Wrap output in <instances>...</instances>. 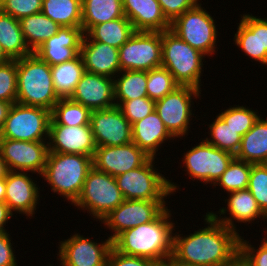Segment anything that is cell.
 Instances as JSON below:
<instances>
[{"label": "cell", "mask_w": 267, "mask_h": 266, "mask_svg": "<svg viewBox=\"0 0 267 266\" xmlns=\"http://www.w3.org/2000/svg\"><path fill=\"white\" fill-rule=\"evenodd\" d=\"M19 22L25 42L32 52L61 28L59 24L42 12L23 17Z\"/></svg>", "instance_id": "1f68e13d"}, {"label": "cell", "mask_w": 267, "mask_h": 266, "mask_svg": "<svg viewBox=\"0 0 267 266\" xmlns=\"http://www.w3.org/2000/svg\"><path fill=\"white\" fill-rule=\"evenodd\" d=\"M166 204V201L124 200L101 222L114 232L109 235L113 241L123 231L155 220L167 208Z\"/></svg>", "instance_id": "4fadbf2b"}, {"label": "cell", "mask_w": 267, "mask_h": 266, "mask_svg": "<svg viewBox=\"0 0 267 266\" xmlns=\"http://www.w3.org/2000/svg\"><path fill=\"white\" fill-rule=\"evenodd\" d=\"M90 127L96 147L122 146L132 142V125L118 106L92 111Z\"/></svg>", "instance_id": "2e32d148"}, {"label": "cell", "mask_w": 267, "mask_h": 266, "mask_svg": "<svg viewBox=\"0 0 267 266\" xmlns=\"http://www.w3.org/2000/svg\"><path fill=\"white\" fill-rule=\"evenodd\" d=\"M14 213L9 210L8 205L5 202H0V233L6 232V223L12 218ZM5 226V227H4Z\"/></svg>", "instance_id": "c3c4849f"}, {"label": "cell", "mask_w": 267, "mask_h": 266, "mask_svg": "<svg viewBox=\"0 0 267 266\" xmlns=\"http://www.w3.org/2000/svg\"><path fill=\"white\" fill-rule=\"evenodd\" d=\"M82 0H43L42 13L61 27H81Z\"/></svg>", "instance_id": "d6a6232c"}, {"label": "cell", "mask_w": 267, "mask_h": 266, "mask_svg": "<svg viewBox=\"0 0 267 266\" xmlns=\"http://www.w3.org/2000/svg\"><path fill=\"white\" fill-rule=\"evenodd\" d=\"M259 113L249 109L246 106H235L229 107L228 109L222 111L218 115L233 129L238 131V133L243 136L245 135L259 119Z\"/></svg>", "instance_id": "f35d334b"}, {"label": "cell", "mask_w": 267, "mask_h": 266, "mask_svg": "<svg viewBox=\"0 0 267 266\" xmlns=\"http://www.w3.org/2000/svg\"><path fill=\"white\" fill-rule=\"evenodd\" d=\"M13 103L7 101H0V132L4 126L5 120L8 116Z\"/></svg>", "instance_id": "681fc988"}, {"label": "cell", "mask_w": 267, "mask_h": 266, "mask_svg": "<svg viewBox=\"0 0 267 266\" xmlns=\"http://www.w3.org/2000/svg\"><path fill=\"white\" fill-rule=\"evenodd\" d=\"M59 243L57 259L64 266H106L112 248L109 237L100 244L78 233Z\"/></svg>", "instance_id": "9a60e30c"}, {"label": "cell", "mask_w": 267, "mask_h": 266, "mask_svg": "<svg viewBox=\"0 0 267 266\" xmlns=\"http://www.w3.org/2000/svg\"><path fill=\"white\" fill-rule=\"evenodd\" d=\"M12 244L7 231L0 233V266H18Z\"/></svg>", "instance_id": "7dc6e473"}, {"label": "cell", "mask_w": 267, "mask_h": 266, "mask_svg": "<svg viewBox=\"0 0 267 266\" xmlns=\"http://www.w3.org/2000/svg\"><path fill=\"white\" fill-rule=\"evenodd\" d=\"M43 0H2L0 10L15 19H22L42 11Z\"/></svg>", "instance_id": "ee69618b"}, {"label": "cell", "mask_w": 267, "mask_h": 266, "mask_svg": "<svg viewBox=\"0 0 267 266\" xmlns=\"http://www.w3.org/2000/svg\"><path fill=\"white\" fill-rule=\"evenodd\" d=\"M47 142L49 152L80 154L93 158L96 150L90 125L50 124Z\"/></svg>", "instance_id": "ac0fdd59"}, {"label": "cell", "mask_w": 267, "mask_h": 266, "mask_svg": "<svg viewBox=\"0 0 267 266\" xmlns=\"http://www.w3.org/2000/svg\"><path fill=\"white\" fill-rule=\"evenodd\" d=\"M201 91L192 86H179L173 92L155 101V111L168 131L176 138L188 135L194 99L200 98ZM193 102V103H192Z\"/></svg>", "instance_id": "8fae6325"}, {"label": "cell", "mask_w": 267, "mask_h": 266, "mask_svg": "<svg viewBox=\"0 0 267 266\" xmlns=\"http://www.w3.org/2000/svg\"><path fill=\"white\" fill-rule=\"evenodd\" d=\"M162 32L135 31L119 48L121 71H149L162 65Z\"/></svg>", "instance_id": "30bf717a"}, {"label": "cell", "mask_w": 267, "mask_h": 266, "mask_svg": "<svg viewBox=\"0 0 267 266\" xmlns=\"http://www.w3.org/2000/svg\"><path fill=\"white\" fill-rule=\"evenodd\" d=\"M154 264V260L124 255L112 247L107 257L106 266H154Z\"/></svg>", "instance_id": "bcb514c9"}, {"label": "cell", "mask_w": 267, "mask_h": 266, "mask_svg": "<svg viewBox=\"0 0 267 266\" xmlns=\"http://www.w3.org/2000/svg\"><path fill=\"white\" fill-rule=\"evenodd\" d=\"M168 260L174 265V266H195L193 264H187L184 262H181L179 260H176L172 255L168 258Z\"/></svg>", "instance_id": "f5cc1de1"}, {"label": "cell", "mask_w": 267, "mask_h": 266, "mask_svg": "<svg viewBox=\"0 0 267 266\" xmlns=\"http://www.w3.org/2000/svg\"><path fill=\"white\" fill-rule=\"evenodd\" d=\"M50 121L51 111L48 109L16 102L10 108L0 138L47 141Z\"/></svg>", "instance_id": "9c48e42d"}, {"label": "cell", "mask_w": 267, "mask_h": 266, "mask_svg": "<svg viewBox=\"0 0 267 266\" xmlns=\"http://www.w3.org/2000/svg\"><path fill=\"white\" fill-rule=\"evenodd\" d=\"M115 103L131 125L155 111V101L148 96L132 100H115Z\"/></svg>", "instance_id": "60d3db41"}, {"label": "cell", "mask_w": 267, "mask_h": 266, "mask_svg": "<svg viewBox=\"0 0 267 266\" xmlns=\"http://www.w3.org/2000/svg\"><path fill=\"white\" fill-rule=\"evenodd\" d=\"M207 227L189 235L173 233L172 256L195 266H231L239 259L238 231L228 228L209 212L204 215Z\"/></svg>", "instance_id": "6da1fadb"}, {"label": "cell", "mask_w": 267, "mask_h": 266, "mask_svg": "<svg viewBox=\"0 0 267 266\" xmlns=\"http://www.w3.org/2000/svg\"><path fill=\"white\" fill-rule=\"evenodd\" d=\"M231 266H245L240 259H238L233 265Z\"/></svg>", "instance_id": "9f6ffc18"}, {"label": "cell", "mask_w": 267, "mask_h": 266, "mask_svg": "<svg viewBox=\"0 0 267 266\" xmlns=\"http://www.w3.org/2000/svg\"><path fill=\"white\" fill-rule=\"evenodd\" d=\"M251 167L252 164L234 158L213 186L219 185L226 193L247 189Z\"/></svg>", "instance_id": "8d00e7d4"}, {"label": "cell", "mask_w": 267, "mask_h": 266, "mask_svg": "<svg viewBox=\"0 0 267 266\" xmlns=\"http://www.w3.org/2000/svg\"><path fill=\"white\" fill-rule=\"evenodd\" d=\"M6 182L5 179H0V202L5 201Z\"/></svg>", "instance_id": "816d5d0a"}, {"label": "cell", "mask_w": 267, "mask_h": 266, "mask_svg": "<svg viewBox=\"0 0 267 266\" xmlns=\"http://www.w3.org/2000/svg\"><path fill=\"white\" fill-rule=\"evenodd\" d=\"M170 211L167 207L152 222L123 231L112 241V247L128 256L154 261L168 259L172 255L173 232L176 229Z\"/></svg>", "instance_id": "7a4b0ae2"}, {"label": "cell", "mask_w": 267, "mask_h": 266, "mask_svg": "<svg viewBox=\"0 0 267 266\" xmlns=\"http://www.w3.org/2000/svg\"><path fill=\"white\" fill-rule=\"evenodd\" d=\"M233 39L250 59L267 65V18L243 14Z\"/></svg>", "instance_id": "7402d4cb"}, {"label": "cell", "mask_w": 267, "mask_h": 266, "mask_svg": "<svg viewBox=\"0 0 267 266\" xmlns=\"http://www.w3.org/2000/svg\"><path fill=\"white\" fill-rule=\"evenodd\" d=\"M247 189L267 216V163L252 164Z\"/></svg>", "instance_id": "ab89813d"}, {"label": "cell", "mask_w": 267, "mask_h": 266, "mask_svg": "<svg viewBox=\"0 0 267 266\" xmlns=\"http://www.w3.org/2000/svg\"><path fill=\"white\" fill-rule=\"evenodd\" d=\"M235 156L202 140L184 154L183 166L187 175L213 186L225 172Z\"/></svg>", "instance_id": "7c38bea8"}, {"label": "cell", "mask_w": 267, "mask_h": 266, "mask_svg": "<svg viewBox=\"0 0 267 266\" xmlns=\"http://www.w3.org/2000/svg\"><path fill=\"white\" fill-rule=\"evenodd\" d=\"M149 158L131 142L122 146L96 147L92 163L95 169L116 177L142 166Z\"/></svg>", "instance_id": "e0dca14e"}, {"label": "cell", "mask_w": 267, "mask_h": 266, "mask_svg": "<svg viewBox=\"0 0 267 266\" xmlns=\"http://www.w3.org/2000/svg\"><path fill=\"white\" fill-rule=\"evenodd\" d=\"M91 110L70 98H60L51 111L50 124L66 126L90 125Z\"/></svg>", "instance_id": "e575fe53"}, {"label": "cell", "mask_w": 267, "mask_h": 266, "mask_svg": "<svg viewBox=\"0 0 267 266\" xmlns=\"http://www.w3.org/2000/svg\"><path fill=\"white\" fill-rule=\"evenodd\" d=\"M162 65L180 86H192L201 91V76L205 55L192 48L170 29L162 32Z\"/></svg>", "instance_id": "5b68a950"}, {"label": "cell", "mask_w": 267, "mask_h": 266, "mask_svg": "<svg viewBox=\"0 0 267 266\" xmlns=\"http://www.w3.org/2000/svg\"><path fill=\"white\" fill-rule=\"evenodd\" d=\"M0 46L11 60H17L33 53L25 42L19 20L1 10Z\"/></svg>", "instance_id": "f1b7e54d"}, {"label": "cell", "mask_w": 267, "mask_h": 266, "mask_svg": "<svg viewBox=\"0 0 267 266\" xmlns=\"http://www.w3.org/2000/svg\"><path fill=\"white\" fill-rule=\"evenodd\" d=\"M154 164L155 158L150 157L142 166L115 177L125 200L165 201L176 192L178 185L159 173Z\"/></svg>", "instance_id": "8992f818"}, {"label": "cell", "mask_w": 267, "mask_h": 266, "mask_svg": "<svg viewBox=\"0 0 267 266\" xmlns=\"http://www.w3.org/2000/svg\"><path fill=\"white\" fill-rule=\"evenodd\" d=\"M235 158L250 164L267 163V119L259 117L254 126L242 136Z\"/></svg>", "instance_id": "4316f807"}, {"label": "cell", "mask_w": 267, "mask_h": 266, "mask_svg": "<svg viewBox=\"0 0 267 266\" xmlns=\"http://www.w3.org/2000/svg\"><path fill=\"white\" fill-rule=\"evenodd\" d=\"M11 59L5 54L2 47L0 46V65L7 63Z\"/></svg>", "instance_id": "db71d44e"}, {"label": "cell", "mask_w": 267, "mask_h": 266, "mask_svg": "<svg viewBox=\"0 0 267 266\" xmlns=\"http://www.w3.org/2000/svg\"><path fill=\"white\" fill-rule=\"evenodd\" d=\"M59 100L48 63L34 52L17 59V103L52 111Z\"/></svg>", "instance_id": "3957f363"}, {"label": "cell", "mask_w": 267, "mask_h": 266, "mask_svg": "<svg viewBox=\"0 0 267 266\" xmlns=\"http://www.w3.org/2000/svg\"><path fill=\"white\" fill-rule=\"evenodd\" d=\"M240 236L239 259L245 266H267V236L261 241L258 249Z\"/></svg>", "instance_id": "7bdbcfd3"}, {"label": "cell", "mask_w": 267, "mask_h": 266, "mask_svg": "<svg viewBox=\"0 0 267 266\" xmlns=\"http://www.w3.org/2000/svg\"><path fill=\"white\" fill-rule=\"evenodd\" d=\"M118 74L117 78H114L115 100H132L148 96L146 71L125 70Z\"/></svg>", "instance_id": "836d02e7"}, {"label": "cell", "mask_w": 267, "mask_h": 266, "mask_svg": "<svg viewBox=\"0 0 267 266\" xmlns=\"http://www.w3.org/2000/svg\"><path fill=\"white\" fill-rule=\"evenodd\" d=\"M228 194V197H230L225 199L227 209L226 207L220 208L218 211V214H220L219 217L217 213L209 212L216 220L235 231H237V228L233 220L235 222L237 220L238 223L250 224V222L253 223L257 218H262L263 221L266 219L267 222V216L262 212L257 201L248 189L233 191ZM227 212H229L228 217L226 216Z\"/></svg>", "instance_id": "603a6c76"}, {"label": "cell", "mask_w": 267, "mask_h": 266, "mask_svg": "<svg viewBox=\"0 0 267 266\" xmlns=\"http://www.w3.org/2000/svg\"><path fill=\"white\" fill-rule=\"evenodd\" d=\"M80 55L86 72L115 78L121 71L119 49L97 41H82Z\"/></svg>", "instance_id": "d4e9b609"}, {"label": "cell", "mask_w": 267, "mask_h": 266, "mask_svg": "<svg viewBox=\"0 0 267 266\" xmlns=\"http://www.w3.org/2000/svg\"><path fill=\"white\" fill-rule=\"evenodd\" d=\"M70 99L91 111L114 107V78L85 71Z\"/></svg>", "instance_id": "d6986e66"}, {"label": "cell", "mask_w": 267, "mask_h": 266, "mask_svg": "<svg viewBox=\"0 0 267 266\" xmlns=\"http://www.w3.org/2000/svg\"><path fill=\"white\" fill-rule=\"evenodd\" d=\"M166 19L172 23L185 11L195 7L199 0H158Z\"/></svg>", "instance_id": "f6af8a7d"}, {"label": "cell", "mask_w": 267, "mask_h": 266, "mask_svg": "<svg viewBox=\"0 0 267 266\" xmlns=\"http://www.w3.org/2000/svg\"><path fill=\"white\" fill-rule=\"evenodd\" d=\"M84 73V63L80 54L73 60L51 66L54 91L57 96L70 98Z\"/></svg>", "instance_id": "4dcf8cb0"}, {"label": "cell", "mask_w": 267, "mask_h": 266, "mask_svg": "<svg viewBox=\"0 0 267 266\" xmlns=\"http://www.w3.org/2000/svg\"><path fill=\"white\" fill-rule=\"evenodd\" d=\"M93 167L92 157L80 154L48 152L41 175L52 192L74 204L79 198L88 171Z\"/></svg>", "instance_id": "277c9868"}, {"label": "cell", "mask_w": 267, "mask_h": 266, "mask_svg": "<svg viewBox=\"0 0 267 266\" xmlns=\"http://www.w3.org/2000/svg\"><path fill=\"white\" fill-rule=\"evenodd\" d=\"M201 6L202 4L198 3L177 17L171 23L170 30L192 48L210 57L216 52L219 32L211 14Z\"/></svg>", "instance_id": "ba28073f"}, {"label": "cell", "mask_w": 267, "mask_h": 266, "mask_svg": "<svg viewBox=\"0 0 267 266\" xmlns=\"http://www.w3.org/2000/svg\"><path fill=\"white\" fill-rule=\"evenodd\" d=\"M122 5L135 31L163 32L171 27L158 0H122Z\"/></svg>", "instance_id": "cb8c5ba5"}, {"label": "cell", "mask_w": 267, "mask_h": 266, "mask_svg": "<svg viewBox=\"0 0 267 266\" xmlns=\"http://www.w3.org/2000/svg\"><path fill=\"white\" fill-rule=\"evenodd\" d=\"M134 32L133 24L124 16L94 25L84 34L82 41H97L119 49Z\"/></svg>", "instance_id": "83f0119b"}, {"label": "cell", "mask_w": 267, "mask_h": 266, "mask_svg": "<svg viewBox=\"0 0 267 266\" xmlns=\"http://www.w3.org/2000/svg\"><path fill=\"white\" fill-rule=\"evenodd\" d=\"M8 172L9 169L0 152V179H5L7 177Z\"/></svg>", "instance_id": "f907efd6"}, {"label": "cell", "mask_w": 267, "mask_h": 266, "mask_svg": "<svg viewBox=\"0 0 267 266\" xmlns=\"http://www.w3.org/2000/svg\"><path fill=\"white\" fill-rule=\"evenodd\" d=\"M6 182L5 203L9 210L33 217L40 200V191L28 172L9 171Z\"/></svg>", "instance_id": "44dd1931"}, {"label": "cell", "mask_w": 267, "mask_h": 266, "mask_svg": "<svg viewBox=\"0 0 267 266\" xmlns=\"http://www.w3.org/2000/svg\"><path fill=\"white\" fill-rule=\"evenodd\" d=\"M84 34L94 25L124 17L122 0H82Z\"/></svg>", "instance_id": "f546056e"}, {"label": "cell", "mask_w": 267, "mask_h": 266, "mask_svg": "<svg viewBox=\"0 0 267 266\" xmlns=\"http://www.w3.org/2000/svg\"><path fill=\"white\" fill-rule=\"evenodd\" d=\"M173 138L156 111L132 124V142L149 157L157 158L159 148Z\"/></svg>", "instance_id": "484cf974"}, {"label": "cell", "mask_w": 267, "mask_h": 266, "mask_svg": "<svg viewBox=\"0 0 267 266\" xmlns=\"http://www.w3.org/2000/svg\"><path fill=\"white\" fill-rule=\"evenodd\" d=\"M84 37L82 27H61L34 53L50 66L73 60L80 54Z\"/></svg>", "instance_id": "ffe728a7"}, {"label": "cell", "mask_w": 267, "mask_h": 266, "mask_svg": "<svg viewBox=\"0 0 267 266\" xmlns=\"http://www.w3.org/2000/svg\"><path fill=\"white\" fill-rule=\"evenodd\" d=\"M124 200L115 177L92 167L87 173L82 192L73 205L84 212L89 211L91 217L101 221Z\"/></svg>", "instance_id": "52a82bcc"}, {"label": "cell", "mask_w": 267, "mask_h": 266, "mask_svg": "<svg viewBox=\"0 0 267 266\" xmlns=\"http://www.w3.org/2000/svg\"><path fill=\"white\" fill-rule=\"evenodd\" d=\"M17 60L0 65V101L16 103Z\"/></svg>", "instance_id": "b9f144b4"}, {"label": "cell", "mask_w": 267, "mask_h": 266, "mask_svg": "<svg viewBox=\"0 0 267 266\" xmlns=\"http://www.w3.org/2000/svg\"><path fill=\"white\" fill-rule=\"evenodd\" d=\"M154 266H174L168 259L162 261H155Z\"/></svg>", "instance_id": "11a10c76"}, {"label": "cell", "mask_w": 267, "mask_h": 266, "mask_svg": "<svg viewBox=\"0 0 267 266\" xmlns=\"http://www.w3.org/2000/svg\"><path fill=\"white\" fill-rule=\"evenodd\" d=\"M1 156L9 171L42 175L49 152L47 141H24L0 138Z\"/></svg>", "instance_id": "5bb4252c"}, {"label": "cell", "mask_w": 267, "mask_h": 266, "mask_svg": "<svg viewBox=\"0 0 267 266\" xmlns=\"http://www.w3.org/2000/svg\"><path fill=\"white\" fill-rule=\"evenodd\" d=\"M215 121L209 124V136L204 140L223 151L229 152L236 156L241 146L242 136L228 125L219 115Z\"/></svg>", "instance_id": "d590c367"}, {"label": "cell", "mask_w": 267, "mask_h": 266, "mask_svg": "<svg viewBox=\"0 0 267 266\" xmlns=\"http://www.w3.org/2000/svg\"><path fill=\"white\" fill-rule=\"evenodd\" d=\"M49 266H53V264L52 265L50 264ZM60 266H64V265L60 262Z\"/></svg>", "instance_id": "6f0895ef"}, {"label": "cell", "mask_w": 267, "mask_h": 266, "mask_svg": "<svg viewBox=\"0 0 267 266\" xmlns=\"http://www.w3.org/2000/svg\"><path fill=\"white\" fill-rule=\"evenodd\" d=\"M179 86L173 75L163 66L147 71V94L154 101L163 98Z\"/></svg>", "instance_id": "74e56055"}]
</instances>
